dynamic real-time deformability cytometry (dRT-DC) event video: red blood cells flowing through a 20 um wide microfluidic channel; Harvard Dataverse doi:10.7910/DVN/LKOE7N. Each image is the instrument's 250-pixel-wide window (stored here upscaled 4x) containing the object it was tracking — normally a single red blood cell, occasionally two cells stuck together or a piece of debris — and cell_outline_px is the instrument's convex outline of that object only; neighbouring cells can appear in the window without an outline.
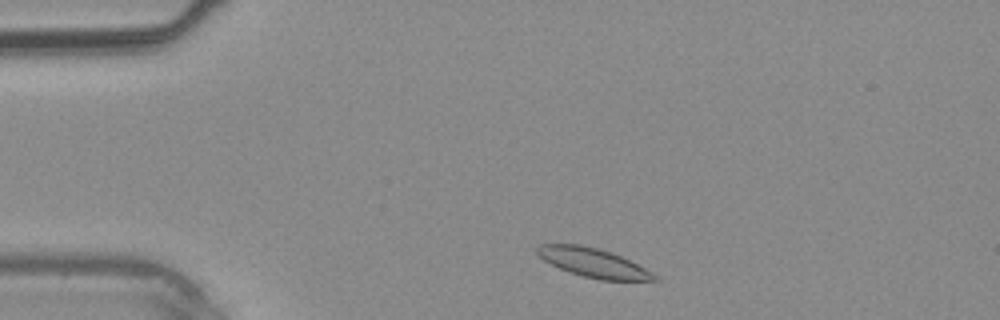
{"species": "common noctule bat (a hibernating species)", "species_latin": "Nyctalus noctula", "temperature_condition": "warm", "stored_images_in_passage": 36, "camera_frame_rate_fps": 3000, "um_per_image_px": 0.085, "animal": {"sex": "male", "body_mass_g": 20.4}, "frame": {"image": 1, "passage_image": 3, "time_ms": 0.667, "image_size_px": [1000, 320], "cell_outline_px": [[660, 280], [600, 280], [584, 276], [560, 268], [544, 260], [536, 252], [536, 248], [540, 244], [580, 244], [596, 248], [620, 256], [652, 272]], "centroid_in_image_um": [50.4, 22.33], "position_along_channel_um": 34.6, "area_um2": 19.25}}
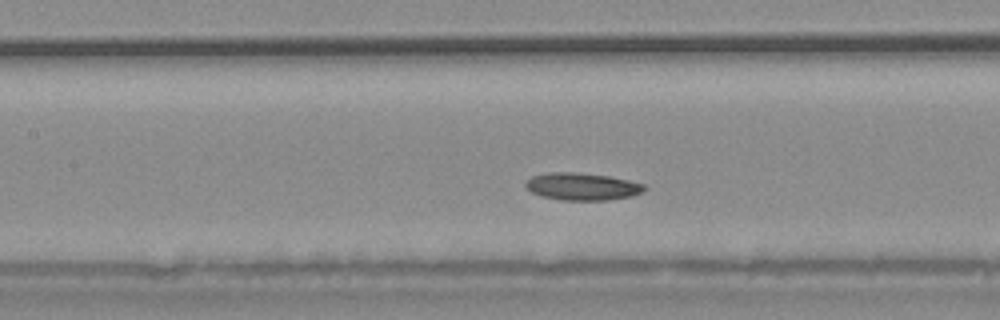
{"frame": {"image": 2, "passage_image": 13, "time_ms": 4.0, "image_size_px": [1000, 320], "cell_outline_px": [[648, 188], [644, 192], [632, 196], [608, 200], [560, 200], [544, 196], [532, 192], [524, 184], [532, 176], [548, 172], [576, 172], [608, 176], [628, 180], [644, 184]], "centroid_in_image_um": [49.53, 15.85], "position_along_channel_um": 157.9, "area_um2": 18.9}}
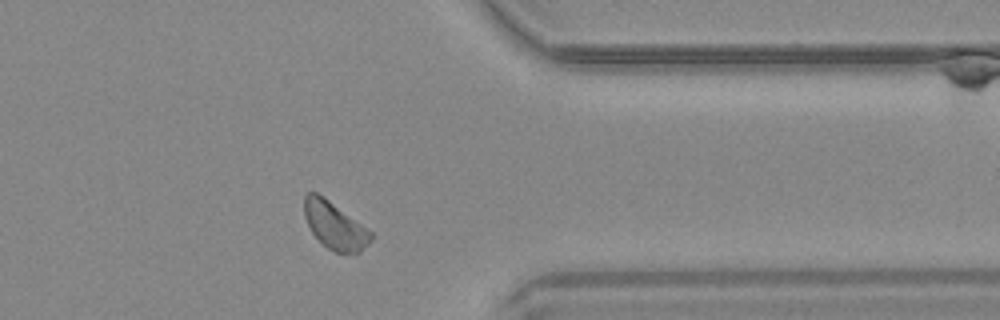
{"frame": {"image": 3, "passage_image": 27, "time_ms": 8.667, "image_size_px": [1000, 320], "cell_outline_px": [[372, 240], [360, 252], [336, 252], [328, 248], [312, 232], [304, 216], [304, 196], [308, 192], [316, 192], [324, 196], [372, 232]], "centroid_in_image_um": [28.44, 19.14], "position_along_channel_um": 383.0, "area_um2": 18.03}}